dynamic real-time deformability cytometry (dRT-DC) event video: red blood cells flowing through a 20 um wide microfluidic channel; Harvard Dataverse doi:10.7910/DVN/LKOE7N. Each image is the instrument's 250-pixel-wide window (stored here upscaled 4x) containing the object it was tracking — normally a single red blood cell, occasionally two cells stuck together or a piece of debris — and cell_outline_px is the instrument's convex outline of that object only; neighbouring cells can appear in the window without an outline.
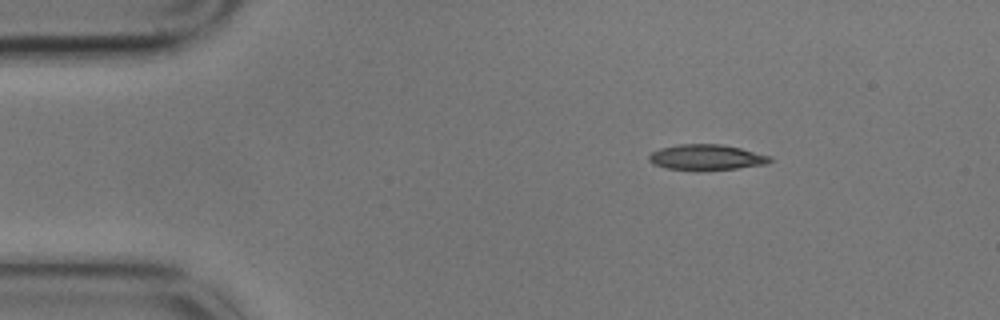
{"species": "common noctule bat (a hibernating species)", "species_latin": "Nyctalus noctula", "temperature_condition": "cold", "stored_images_in_passage": 4, "camera_frame_rate_fps": 3000, "um_per_image_px": 0.085, "animal": {"sex": "male", "body_mass_g": 17.9}, "frame": {"image": 1, "passage_image": 2, "time_ms": 0.333, "image_size_px": [1000, 320], "cell_outline_px": [[772, 160], [768, 164], [736, 168], [668, 168], [652, 164], [648, 160], [648, 156], [652, 152], [660, 148], [680, 144], [720, 144], [740, 148], [772, 156]], "centroid_in_image_um": [60.07, 13.33], "position_along_channel_um": 24.9, "area_um2": 17.4}}